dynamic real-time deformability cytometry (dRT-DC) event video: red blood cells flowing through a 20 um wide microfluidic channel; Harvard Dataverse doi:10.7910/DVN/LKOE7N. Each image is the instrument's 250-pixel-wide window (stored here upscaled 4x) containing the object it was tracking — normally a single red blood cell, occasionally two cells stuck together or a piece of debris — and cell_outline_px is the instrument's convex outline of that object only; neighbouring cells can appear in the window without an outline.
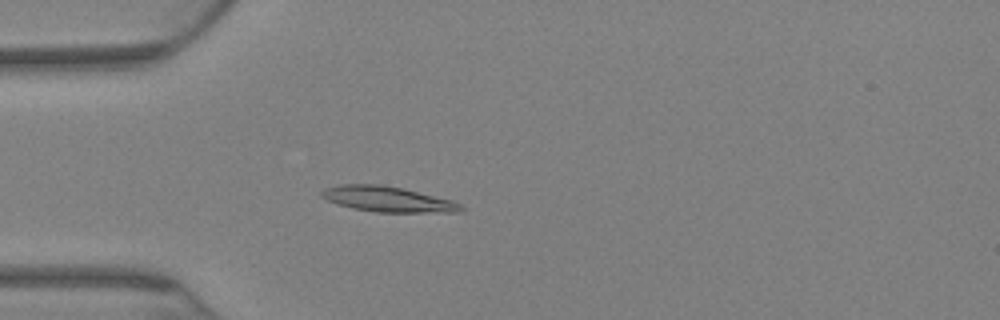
{"species": "Egyptian fruit bat (a non-hibernating species)", "species_latin": "Rousettus aegyptiacus", "temperature_condition": "warm", "stored_images_in_passage": 59, "camera_frame_rate_fps": 3000, "um_per_image_px": 0.085, "animal": {"sex": "female"}, "frame": {"image": 1, "passage_image": 6, "time_ms": 1.667, "image_size_px": [1000, 320], "cell_outline_px": [[464, 208], [460, 212], [376, 212], [352, 208], [336, 204], [320, 196], [320, 192], [324, 188], [340, 184], [380, 184], [404, 188], [452, 200], [460, 204]], "centroid_in_image_um": [32.92, 16.92], "position_along_channel_um": 52.1, "area_um2": 20.75}}
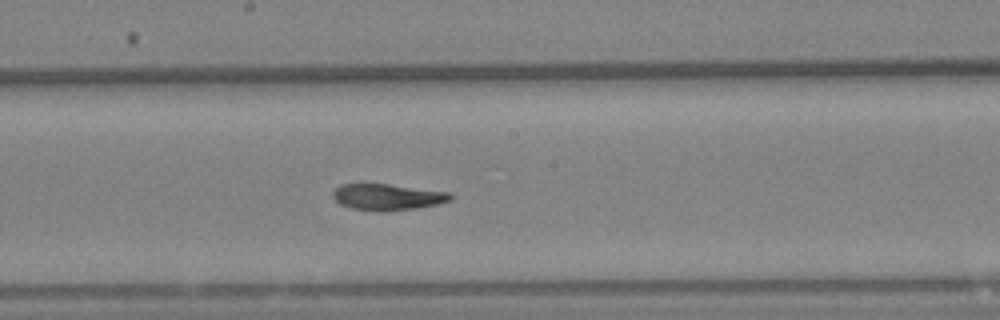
{"frame": {"image": 2, "passage_image": 25, "time_ms": 8.0, "image_size_px": [1000, 320], "cell_outline_px": [[452, 200], [436, 204], [416, 208], [384, 212], [376, 212], [348, 208], [340, 204], [332, 196], [332, 192], [340, 184], [388, 184], [452, 192]], "centroid_in_image_um": [32.92, 16.75], "position_along_channel_um": 215.3, "area_um2": 18.26}}
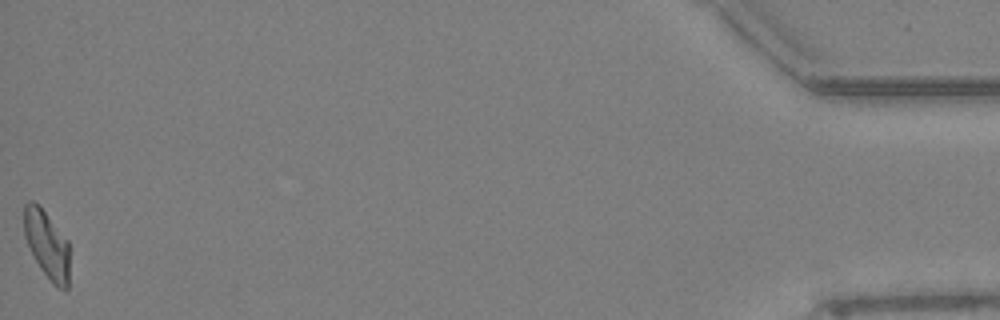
{"frame": {"image": 3, "passage_image": 59, "time_ms": 19.333, "image_size_px": [1000, 320], "cell_outline_px": [[68, 288], [64, 292], [52, 284], [40, 268], [24, 236], [24, 204], [28, 200], [36, 200], [40, 204], [68, 240]], "centroid_in_image_um": [3.98, 20.75], "position_along_channel_um": 431.2, "area_um2": 18.26}, "authors_computed_cell_mechanics": {"area_um2": 18.4382, "velocity_mm_per_s": 2.7551, "shape_relaxation_time_tau1_ms": 8.9956, "shape_relaxation_time_tau2_ms": 4.8331, "deformation_change_tau1": 0.2285, "deformation_change_tau2": 0.1109}}